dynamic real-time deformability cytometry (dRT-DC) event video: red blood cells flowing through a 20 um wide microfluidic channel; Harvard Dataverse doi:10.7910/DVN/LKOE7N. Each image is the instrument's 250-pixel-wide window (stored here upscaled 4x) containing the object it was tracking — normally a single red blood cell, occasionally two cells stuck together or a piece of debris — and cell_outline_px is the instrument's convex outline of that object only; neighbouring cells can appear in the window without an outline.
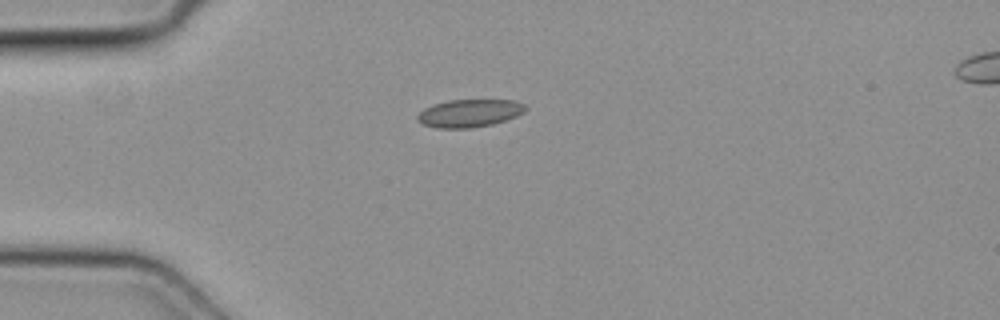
{"species": "common noctule bat (a hibernating species)", "species_latin": "Nyctalus noctula", "temperature_condition": "cold", "stored_images_in_passage": 2, "camera_frame_rate_fps": 3000, "um_per_image_px": 0.085, "animal": {"sex": "female", "body_mass_g": 19.3, "forearm_length_mm": 54.1}, "frame": {"image": 1, "passage_image": 1, "time_ms": 0.0, "image_size_px": [1000, 320], "cell_outline_px": [[528, 108], [524, 112], [516, 116], [492, 124], [472, 128], [440, 128], [424, 124], [416, 120], [416, 116], [424, 108], [448, 100], [516, 100], [524, 104]], "centroid_in_image_um": [39.92, 9.61], "position_along_channel_um": 45.1, "area_um2": 17.4}}